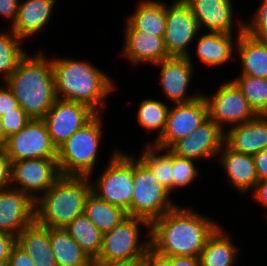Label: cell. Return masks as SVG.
Segmentation results:
<instances>
[{
	"label": "cell",
	"instance_id": "277c9868",
	"mask_svg": "<svg viewBox=\"0 0 267 266\" xmlns=\"http://www.w3.org/2000/svg\"><path fill=\"white\" fill-rule=\"evenodd\" d=\"M89 176L61 175L54 185L35 200V221L47 228H65L84 213L91 192Z\"/></svg>",
	"mask_w": 267,
	"mask_h": 266
},
{
	"label": "cell",
	"instance_id": "484cf974",
	"mask_svg": "<svg viewBox=\"0 0 267 266\" xmlns=\"http://www.w3.org/2000/svg\"><path fill=\"white\" fill-rule=\"evenodd\" d=\"M231 236L223 231L221 225L208 238L200 252V266H233L240 249L234 245Z\"/></svg>",
	"mask_w": 267,
	"mask_h": 266
},
{
	"label": "cell",
	"instance_id": "b9f144b4",
	"mask_svg": "<svg viewBox=\"0 0 267 266\" xmlns=\"http://www.w3.org/2000/svg\"><path fill=\"white\" fill-rule=\"evenodd\" d=\"M20 0H0V16L10 20L11 26L15 22Z\"/></svg>",
	"mask_w": 267,
	"mask_h": 266
},
{
	"label": "cell",
	"instance_id": "f6af8a7d",
	"mask_svg": "<svg viewBox=\"0 0 267 266\" xmlns=\"http://www.w3.org/2000/svg\"><path fill=\"white\" fill-rule=\"evenodd\" d=\"M252 192L253 198L267 209V179L258 181Z\"/></svg>",
	"mask_w": 267,
	"mask_h": 266
},
{
	"label": "cell",
	"instance_id": "8fae6325",
	"mask_svg": "<svg viewBox=\"0 0 267 266\" xmlns=\"http://www.w3.org/2000/svg\"><path fill=\"white\" fill-rule=\"evenodd\" d=\"M60 176L57 159L35 158L11 162V187L26 193L34 201L41 193H46Z\"/></svg>",
	"mask_w": 267,
	"mask_h": 266
},
{
	"label": "cell",
	"instance_id": "4fadbf2b",
	"mask_svg": "<svg viewBox=\"0 0 267 266\" xmlns=\"http://www.w3.org/2000/svg\"><path fill=\"white\" fill-rule=\"evenodd\" d=\"M208 118V105L203 94L193 101L173 104L168 112L165 130L160 138L153 140V145L163 150L169 149Z\"/></svg>",
	"mask_w": 267,
	"mask_h": 266
},
{
	"label": "cell",
	"instance_id": "5bb4252c",
	"mask_svg": "<svg viewBox=\"0 0 267 266\" xmlns=\"http://www.w3.org/2000/svg\"><path fill=\"white\" fill-rule=\"evenodd\" d=\"M96 114L88 105L57 98L43 120L53 145L58 149Z\"/></svg>",
	"mask_w": 267,
	"mask_h": 266
},
{
	"label": "cell",
	"instance_id": "c3c4849f",
	"mask_svg": "<svg viewBox=\"0 0 267 266\" xmlns=\"http://www.w3.org/2000/svg\"><path fill=\"white\" fill-rule=\"evenodd\" d=\"M7 139L8 138L5 135L3 124H2V120H1V117H0V145L2 147L6 144Z\"/></svg>",
	"mask_w": 267,
	"mask_h": 266
},
{
	"label": "cell",
	"instance_id": "3957f363",
	"mask_svg": "<svg viewBox=\"0 0 267 266\" xmlns=\"http://www.w3.org/2000/svg\"><path fill=\"white\" fill-rule=\"evenodd\" d=\"M5 82L31 118L43 119L57 99L51 58L41 51L27 54Z\"/></svg>",
	"mask_w": 267,
	"mask_h": 266
},
{
	"label": "cell",
	"instance_id": "d4e9b609",
	"mask_svg": "<svg viewBox=\"0 0 267 266\" xmlns=\"http://www.w3.org/2000/svg\"><path fill=\"white\" fill-rule=\"evenodd\" d=\"M197 41V58L208 67L220 66L231 59L234 60L235 54L233 53L236 50L238 35L233 38V34L207 32V34L199 35Z\"/></svg>",
	"mask_w": 267,
	"mask_h": 266
},
{
	"label": "cell",
	"instance_id": "5b68a950",
	"mask_svg": "<svg viewBox=\"0 0 267 266\" xmlns=\"http://www.w3.org/2000/svg\"><path fill=\"white\" fill-rule=\"evenodd\" d=\"M101 115L102 113H97L57 149L61 175L92 176L103 136Z\"/></svg>",
	"mask_w": 267,
	"mask_h": 266
},
{
	"label": "cell",
	"instance_id": "f35d334b",
	"mask_svg": "<svg viewBox=\"0 0 267 266\" xmlns=\"http://www.w3.org/2000/svg\"><path fill=\"white\" fill-rule=\"evenodd\" d=\"M11 187V161L2 149L0 151V191Z\"/></svg>",
	"mask_w": 267,
	"mask_h": 266
},
{
	"label": "cell",
	"instance_id": "d590c367",
	"mask_svg": "<svg viewBox=\"0 0 267 266\" xmlns=\"http://www.w3.org/2000/svg\"><path fill=\"white\" fill-rule=\"evenodd\" d=\"M250 22H244V32L249 36L267 41V0H262Z\"/></svg>",
	"mask_w": 267,
	"mask_h": 266
},
{
	"label": "cell",
	"instance_id": "d6a6232c",
	"mask_svg": "<svg viewBox=\"0 0 267 266\" xmlns=\"http://www.w3.org/2000/svg\"><path fill=\"white\" fill-rule=\"evenodd\" d=\"M170 106L161 100L145 99L139 104L137 121L144 130L158 131L156 140L163 134Z\"/></svg>",
	"mask_w": 267,
	"mask_h": 266
},
{
	"label": "cell",
	"instance_id": "30bf717a",
	"mask_svg": "<svg viewBox=\"0 0 267 266\" xmlns=\"http://www.w3.org/2000/svg\"><path fill=\"white\" fill-rule=\"evenodd\" d=\"M3 150L11 162L35 158L57 159V148L43 119L31 118L17 134L7 139Z\"/></svg>",
	"mask_w": 267,
	"mask_h": 266
},
{
	"label": "cell",
	"instance_id": "ee69618b",
	"mask_svg": "<svg viewBox=\"0 0 267 266\" xmlns=\"http://www.w3.org/2000/svg\"><path fill=\"white\" fill-rule=\"evenodd\" d=\"M144 264L145 266H172L171 261L167 257L156 253L151 248L145 255Z\"/></svg>",
	"mask_w": 267,
	"mask_h": 266
},
{
	"label": "cell",
	"instance_id": "9c48e42d",
	"mask_svg": "<svg viewBox=\"0 0 267 266\" xmlns=\"http://www.w3.org/2000/svg\"><path fill=\"white\" fill-rule=\"evenodd\" d=\"M215 93L204 97L208 105L209 118L223 131L254 119L257 114L250 107L238 86L232 81L220 84ZM225 127V128H224Z\"/></svg>",
	"mask_w": 267,
	"mask_h": 266
},
{
	"label": "cell",
	"instance_id": "e575fe53",
	"mask_svg": "<svg viewBox=\"0 0 267 266\" xmlns=\"http://www.w3.org/2000/svg\"><path fill=\"white\" fill-rule=\"evenodd\" d=\"M196 166L194 160L178 156L172 152L173 190L186 187L200 175Z\"/></svg>",
	"mask_w": 267,
	"mask_h": 266
},
{
	"label": "cell",
	"instance_id": "60d3db41",
	"mask_svg": "<svg viewBox=\"0 0 267 266\" xmlns=\"http://www.w3.org/2000/svg\"><path fill=\"white\" fill-rule=\"evenodd\" d=\"M16 245V237L0 232V262H8L11 251Z\"/></svg>",
	"mask_w": 267,
	"mask_h": 266
},
{
	"label": "cell",
	"instance_id": "7402d4cb",
	"mask_svg": "<svg viewBox=\"0 0 267 266\" xmlns=\"http://www.w3.org/2000/svg\"><path fill=\"white\" fill-rule=\"evenodd\" d=\"M55 2L56 0H20L17 18L10 29L22 40L36 35L50 20Z\"/></svg>",
	"mask_w": 267,
	"mask_h": 266
},
{
	"label": "cell",
	"instance_id": "2e32d148",
	"mask_svg": "<svg viewBox=\"0 0 267 266\" xmlns=\"http://www.w3.org/2000/svg\"><path fill=\"white\" fill-rule=\"evenodd\" d=\"M191 56L178 57L171 56L154 65L160 67V83L167 100L173 104L190 102L200 97L202 94L188 95L191 77L194 67L192 66Z\"/></svg>",
	"mask_w": 267,
	"mask_h": 266
},
{
	"label": "cell",
	"instance_id": "52a82bcc",
	"mask_svg": "<svg viewBox=\"0 0 267 266\" xmlns=\"http://www.w3.org/2000/svg\"><path fill=\"white\" fill-rule=\"evenodd\" d=\"M133 194L130 208L126 211L130 217H139L150 224L161 218L177 204L172 202L170 193L153 175L152 171L137 157L133 156Z\"/></svg>",
	"mask_w": 267,
	"mask_h": 266
},
{
	"label": "cell",
	"instance_id": "9a60e30c",
	"mask_svg": "<svg viewBox=\"0 0 267 266\" xmlns=\"http://www.w3.org/2000/svg\"><path fill=\"white\" fill-rule=\"evenodd\" d=\"M224 138L225 131L208 118L195 131L177 140L169 149L178 156L195 161L218 158Z\"/></svg>",
	"mask_w": 267,
	"mask_h": 266
},
{
	"label": "cell",
	"instance_id": "8d00e7d4",
	"mask_svg": "<svg viewBox=\"0 0 267 266\" xmlns=\"http://www.w3.org/2000/svg\"><path fill=\"white\" fill-rule=\"evenodd\" d=\"M4 132L7 138L17 134L30 120L31 117L20 107L1 116Z\"/></svg>",
	"mask_w": 267,
	"mask_h": 266
},
{
	"label": "cell",
	"instance_id": "83f0119b",
	"mask_svg": "<svg viewBox=\"0 0 267 266\" xmlns=\"http://www.w3.org/2000/svg\"><path fill=\"white\" fill-rule=\"evenodd\" d=\"M127 20L137 29L156 36L165 35L166 4L157 0H142Z\"/></svg>",
	"mask_w": 267,
	"mask_h": 266
},
{
	"label": "cell",
	"instance_id": "7a4b0ae2",
	"mask_svg": "<svg viewBox=\"0 0 267 266\" xmlns=\"http://www.w3.org/2000/svg\"><path fill=\"white\" fill-rule=\"evenodd\" d=\"M56 97L88 105L96 113L106 107L114 81L89 61L51 58ZM100 109V110H99Z\"/></svg>",
	"mask_w": 267,
	"mask_h": 266
},
{
	"label": "cell",
	"instance_id": "7c38bea8",
	"mask_svg": "<svg viewBox=\"0 0 267 266\" xmlns=\"http://www.w3.org/2000/svg\"><path fill=\"white\" fill-rule=\"evenodd\" d=\"M199 31L198 22L184 0H174L166 6L164 43L170 56L190 55L189 44L197 39Z\"/></svg>",
	"mask_w": 267,
	"mask_h": 266
},
{
	"label": "cell",
	"instance_id": "4316f807",
	"mask_svg": "<svg viewBox=\"0 0 267 266\" xmlns=\"http://www.w3.org/2000/svg\"><path fill=\"white\" fill-rule=\"evenodd\" d=\"M50 243L57 266H94V261L64 228H50Z\"/></svg>",
	"mask_w": 267,
	"mask_h": 266
},
{
	"label": "cell",
	"instance_id": "e0dca14e",
	"mask_svg": "<svg viewBox=\"0 0 267 266\" xmlns=\"http://www.w3.org/2000/svg\"><path fill=\"white\" fill-rule=\"evenodd\" d=\"M35 221V201L12 187L0 191V232L14 237Z\"/></svg>",
	"mask_w": 267,
	"mask_h": 266
},
{
	"label": "cell",
	"instance_id": "ffe728a7",
	"mask_svg": "<svg viewBox=\"0 0 267 266\" xmlns=\"http://www.w3.org/2000/svg\"><path fill=\"white\" fill-rule=\"evenodd\" d=\"M224 143L231 150L252 156L267 148V115H257L246 123L228 127Z\"/></svg>",
	"mask_w": 267,
	"mask_h": 266
},
{
	"label": "cell",
	"instance_id": "44dd1931",
	"mask_svg": "<svg viewBox=\"0 0 267 266\" xmlns=\"http://www.w3.org/2000/svg\"><path fill=\"white\" fill-rule=\"evenodd\" d=\"M218 156L227 181L240 193L254 190L258 182L255 162L252 155L231 150L225 143Z\"/></svg>",
	"mask_w": 267,
	"mask_h": 266
},
{
	"label": "cell",
	"instance_id": "ab89813d",
	"mask_svg": "<svg viewBox=\"0 0 267 266\" xmlns=\"http://www.w3.org/2000/svg\"><path fill=\"white\" fill-rule=\"evenodd\" d=\"M8 266H36L33 259L17 244L13 247Z\"/></svg>",
	"mask_w": 267,
	"mask_h": 266
},
{
	"label": "cell",
	"instance_id": "4dcf8cb0",
	"mask_svg": "<svg viewBox=\"0 0 267 266\" xmlns=\"http://www.w3.org/2000/svg\"><path fill=\"white\" fill-rule=\"evenodd\" d=\"M160 151L162 152L163 149L148 143L138 158L152 171L159 183L171 193L173 192L172 151L165 149V154L162 152L158 155Z\"/></svg>",
	"mask_w": 267,
	"mask_h": 266
},
{
	"label": "cell",
	"instance_id": "cb8c5ba5",
	"mask_svg": "<svg viewBox=\"0 0 267 266\" xmlns=\"http://www.w3.org/2000/svg\"><path fill=\"white\" fill-rule=\"evenodd\" d=\"M16 244L33 259L36 266H57L50 243V228L34 221L17 235Z\"/></svg>",
	"mask_w": 267,
	"mask_h": 266
},
{
	"label": "cell",
	"instance_id": "bcb514c9",
	"mask_svg": "<svg viewBox=\"0 0 267 266\" xmlns=\"http://www.w3.org/2000/svg\"><path fill=\"white\" fill-rule=\"evenodd\" d=\"M172 266H200L199 257L170 256L167 257Z\"/></svg>",
	"mask_w": 267,
	"mask_h": 266
},
{
	"label": "cell",
	"instance_id": "74e56055",
	"mask_svg": "<svg viewBox=\"0 0 267 266\" xmlns=\"http://www.w3.org/2000/svg\"><path fill=\"white\" fill-rule=\"evenodd\" d=\"M19 106L11 88L4 82L0 85V117Z\"/></svg>",
	"mask_w": 267,
	"mask_h": 266
},
{
	"label": "cell",
	"instance_id": "7dc6e473",
	"mask_svg": "<svg viewBox=\"0 0 267 266\" xmlns=\"http://www.w3.org/2000/svg\"><path fill=\"white\" fill-rule=\"evenodd\" d=\"M104 266H145V264H144V259H140L131 262H116Z\"/></svg>",
	"mask_w": 267,
	"mask_h": 266
},
{
	"label": "cell",
	"instance_id": "7bdbcfd3",
	"mask_svg": "<svg viewBox=\"0 0 267 266\" xmlns=\"http://www.w3.org/2000/svg\"><path fill=\"white\" fill-rule=\"evenodd\" d=\"M258 181L267 179V148L253 155Z\"/></svg>",
	"mask_w": 267,
	"mask_h": 266
},
{
	"label": "cell",
	"instance_id": "ba28073f",
	"mask_svg": "<svg viewBox=\"0 0 267 266\" xmlns=\"http://www.w3.org/2000/svg\"><path fill=\"white\" fill-rule=\"evenodd\" d=\"M107 166L91 182V192L100 199L127 211L131 205L133 188V156L115 149Z\"/></svg>",
	"mask_w": 267,
	"mask_h": 266
},
{
	"label": "cell",
	"instance_id": "603a6c76",
	"mask_svg": "<svg viewBox=\"0 0 267 266\" xmlns=\"http://www.w3.org/2000/svg\"><path fill=\"white\" fill-rule=\"evenodd\" d=\"M236 53L242 69L240 75L267 79V41L255 39L244 32V22L238 25Z\"/></svg>",
	"mask_w": 267,
	"mask_h": 266
},
{
	"label": "cell",
	"instance_id": "d6986e66",
	"mask_svg": "<svg viewBox=\"0 0 267 266\" xmlns=\"http://www.w3.org/2000/svg\"><path fill=\"white\" fill-rule=\"evenodd\" d=\"M191 8L199 28L209 32L233 34V0H184Z\"/></svg>",
	"mask_w": 267,
	"mask_h": 266
},
{
	"label": "cell",
	"instance_id": "ac0fdd59",
	"mask_svg": "<svg viewBox=\"0 0 267 266\" xmlns=\"http://www.w3.org/2000/svg\"><path fill=\"white\" fill-rule=\"evenodd\" d=\"M121 54L132 65L156 64L171 57L165 47L164 37L137 30L126 20Z\"/></svg>",
	"mask_w": 267,
	"mask_h": 266
},
{
	"label": "cell",
	"instance_id": "8992f818",
	"mask_svg": "<svg viewBox=\"0 0 267 266\" xmlns=\"http://www.w3.org/2000/svg\"><path fill=\"white\" fill-rule=\"evenodd\" d=\"M140 225L149 230L148 239L144 242L140 240ZM150 248V223L139 217L128 216L111 231L103 233L101 249L94 266L144 259Z\"/></svg>",
	"mask_w": 267,
	"mask_h": 266
},
{
	"label": "cell",
	"instance_id": "6da1fadb",
	"mask_svg": "<svg viewBox=\"0 0 267 266\" xmlns=\"http://www.w3.org/2000/svg\"><path fill=\"white\" fill-rule=\"evenodd\" d=\"M206 215L176 206L150 224L151 249L165 256L199 257L208 238L220 226Z\"/></svg>",
	"mask_w": 267,
	"mask_h": 266
},
{
	"label": "cell",
	"instance_id": "681fc988",
	"mask_svg": "<svg viewBox=\"0 0 267 266\" xmlns=\"http://www.w3.org/2000/svg\"><path fill=\"white\" fill-rule=\"evenodd\" d=\"M0 266H8V262H0Z\"/></svg>",
	"mask_w": 267,
	"mask_h": 266
},
{
	"label": "cell",
	"instance_id": "1f68e13d",
	"mask_svg": "<svg viewBox=\"0 0 267 266\" xmlns=\"http://www.w3.org/2000/svg\"><path fill=\"white\" fill-rule=\"evenodd\" d=\"M19 41L20 39L11 29L0 33V73L5 82L16 70L17 65L27 55Z\"/></svg>",
	"mask_w": 267,
	"mask_h": 266
},
{
	"label": "cell",
	"instance_id": "f1b7e54d",
	"mask_svg": "<svg viewBox=\"0 0 267 266\" xmlns=\"http://www.w3.org/2000/svg\"><path fill=\"white\" fill-rule=\"evenodd\" d=\"M84 214L101 233L111 231L128 217L123 208L100 199L93 192L85 200Z\"/></svg>",
	"mask_w": 267,
	"mask_h": 266
},
{
	"label": "cell",
	"instance_id": "836d02e7",
	"mask_svg": "<svg viewBox=\"0 0 267 266\" xmlns=\"http://www.w3.org/2000/svg\"><path fill=\"white\" fill-rule=\"evenodd\" d=\"M257 115H267V79L240 75L232 80Z\"/></svg>",
	"mask_w": 267,
	"mask_h": 266
},
{
	"label": "cell",
	"instance_id": "f546056e",
	"mask_svg": "<svg viewBox=\"0 0 267 266\" xmlns=\"http://www.w3.org/2000/svg\"><path fill=\"white\" fill-rule=\"evenodd\" d=\"M82 250L95 261L99 255L103 233L83 213L64 228Z\"/></svg>",
	"mask_w": 267,
	"mask_h": 266
}]
</instances>
